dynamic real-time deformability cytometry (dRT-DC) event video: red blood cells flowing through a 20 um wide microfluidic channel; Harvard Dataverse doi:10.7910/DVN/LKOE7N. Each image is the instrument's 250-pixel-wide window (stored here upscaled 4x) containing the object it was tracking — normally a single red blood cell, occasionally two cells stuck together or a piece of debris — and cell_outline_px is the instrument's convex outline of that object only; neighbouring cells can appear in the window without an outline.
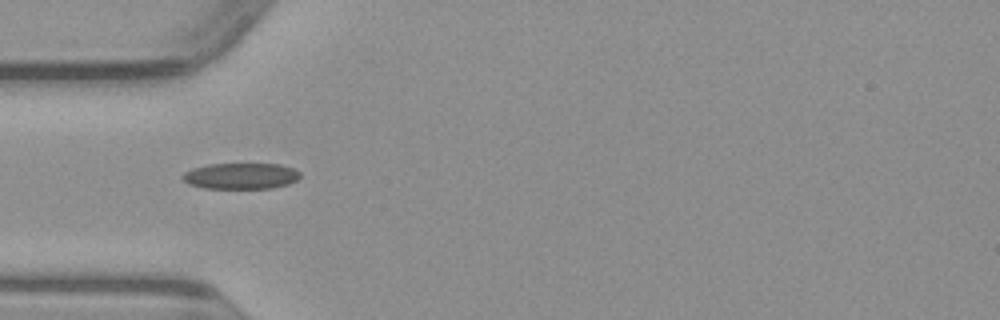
{"species": "common noctule bat (a hibernating species)", "species_latin": "Nyctalus noctula", "temperature_condition": "warm", "stored_images_in_passage": 33, "camera_frame_rate_fps": 3000, "um_per_image_px": 0.085, "animal": {"sex": "male", "body_mass_g": 23.1, "forearm_length_mm": 52.7}, "frame": {"image": 1, "passage_image": 1, "time_ms": 0.0, "image_size_px": [1000, 320], "cell_outline_px": [[300, 176], [296, 180], [288, 184], [272, 188], [204, 188], [188, 184], [180, 176], [184, 172], [192, 168], [208, 164], [280, 164], [292, 168], [300, 172]], "centroid_in_image_um": [20.44, 14.95], "position_along_channel_um": 64.6, "area_um2": 17.86}}
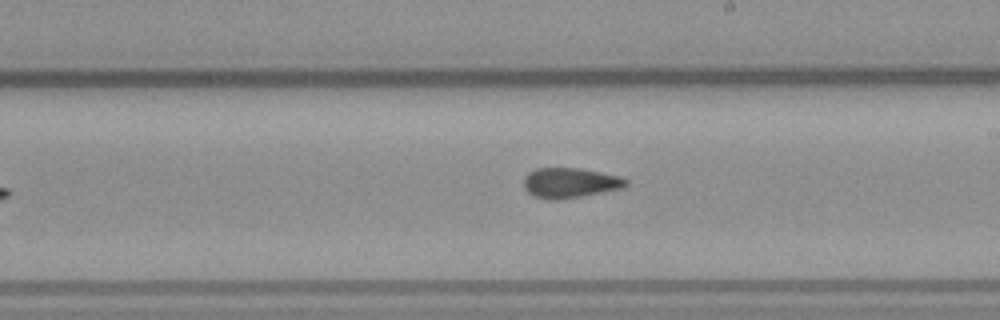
{"frame": {"image": 2, "passage_image": 14, "time_ms": 4.333, "image_size_px": [1000, 320], "cell_outline_px": [[628, 184], [624, 188], [580, 196], [556, 200], [548, 200], [532, 196], [524, 188], [524, 176], [528, 172], [536, 168], [580, 168], [620, 176], [628, 180]], "centroid_in_image_um": [48.43, 15.54], "position_along_channel_um": 240.6, "area_um2": 18.03}}
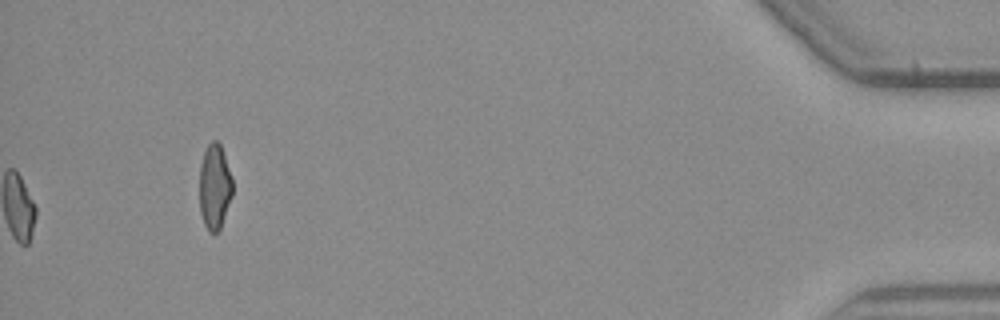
{"frame": {"image": 3, "passage_image": 33, "time_ms": 10.667, "image_size_px": [1000, 320], "cell_outline_px": [[232, 196], [220, 228], [216, 232], [208, 232], [204, 224], [200, 212], [200, 164], [204, 152], [208, 144], [212, 140], [216, 140], [220, 144], [232, 176]], "centroid_in_image_um": [18.24, 15.87], "position_along_channel_um": 417.0, "area_um2": 16.36}}